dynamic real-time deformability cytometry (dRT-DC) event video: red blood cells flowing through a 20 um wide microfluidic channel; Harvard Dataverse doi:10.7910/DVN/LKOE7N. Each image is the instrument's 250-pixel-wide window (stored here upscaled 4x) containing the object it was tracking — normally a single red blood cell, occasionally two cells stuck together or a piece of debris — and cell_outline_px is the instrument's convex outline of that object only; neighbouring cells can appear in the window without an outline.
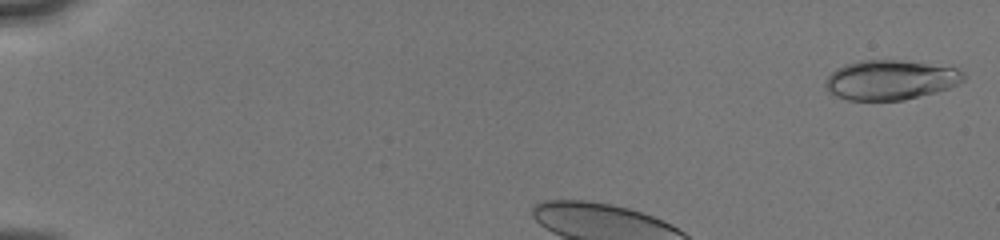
{"species": "human", "species_latin": "Homo sapiens", "temperature_condition": "cold", "stored_images_in_passage": 14, "camera_frame_rate_fps": 3000, "um_per_image_px": 0.085, "donor": {"sex": "male"}, "frame": {"image": 1, "passage_image": 1, "time_ms": 0.0, "image_size_px": [1000, 240], "cell_outline_px": [[964, 80], [948, 88], [936, 92], [904, 100], [848, 100], [836, 96], [828, 92], [824, 84], [824, 80], [836, 68], [844, 64], [860, 60], [900, 60], [956, 68], [964, 72]], "centroid_in_image_um": [75.64, 6.79], "position_along_channel_um": 9.4, "area_um2": 31.96}}